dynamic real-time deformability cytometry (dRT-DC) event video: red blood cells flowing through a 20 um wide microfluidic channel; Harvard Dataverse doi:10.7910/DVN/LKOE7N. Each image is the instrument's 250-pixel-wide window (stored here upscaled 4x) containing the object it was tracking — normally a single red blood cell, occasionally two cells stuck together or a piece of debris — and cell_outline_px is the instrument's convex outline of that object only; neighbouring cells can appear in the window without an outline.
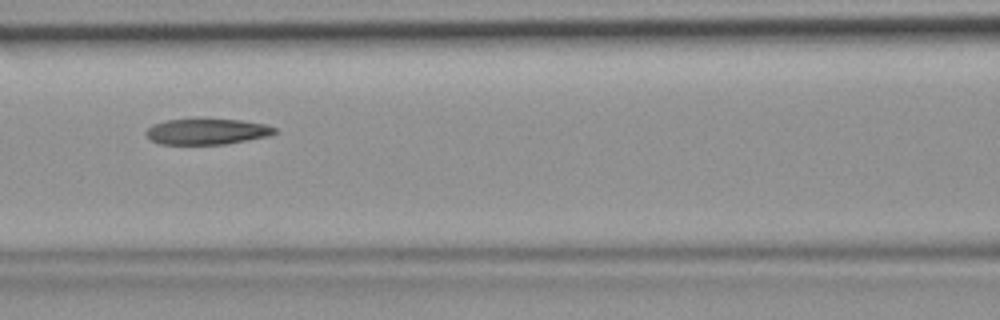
{"species": "common noctule bat (a hibernating species)", "species_latin": "Nyctalus noctula", "temperature_condition": "room temperature", "stored_images_in_passage": 30, "camera_frame_rate_fps": 3000, "um_per_image_px": 0.085, "animal": {"sex": "female", "body_mass_g": 19.9}, "frame": {"image": 1, "passage_image": 9, "time_ms": 2.667, "image_size_px": [1000, 320], "cell_outline_px": [[276, 132], [268, 136], [248, 140], [224, 144], [160, 144], [152, 140], [144, 132], [152, 124], [164, 120], [240, 120], [264, 124], [276, 128]], "centroid_in_image_um": [17.57, 11.19], "position_along_channel_um": 149.0, "area_um2": 19.02}}
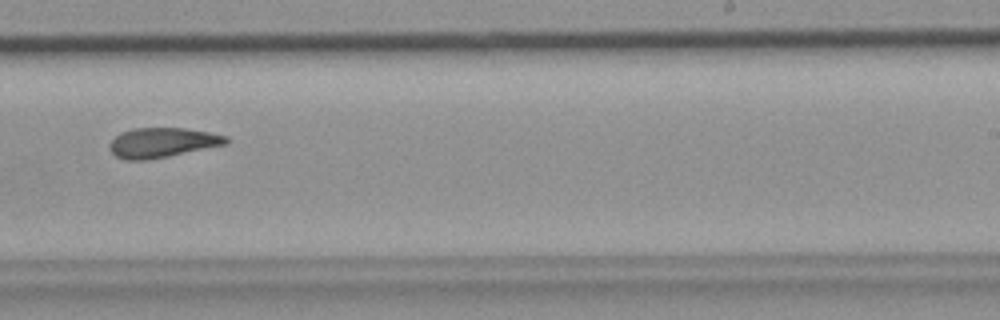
{"frame": {"image": 2, "passage_image": 18, "time_ms": 5.667, "image_size_px": [1000, 320], "cell_outline_px": [[228, 144], [148, 160], [124, 160], [116, 156], [112, 152], [108, 144], [120, 132], [132, 128], [184, 128], [208, 132], [228, 136]], "centroid_in_image_um": [13.78, 12.12], "position_along_channel_um": 275.2, "area_um2": 20.23}}